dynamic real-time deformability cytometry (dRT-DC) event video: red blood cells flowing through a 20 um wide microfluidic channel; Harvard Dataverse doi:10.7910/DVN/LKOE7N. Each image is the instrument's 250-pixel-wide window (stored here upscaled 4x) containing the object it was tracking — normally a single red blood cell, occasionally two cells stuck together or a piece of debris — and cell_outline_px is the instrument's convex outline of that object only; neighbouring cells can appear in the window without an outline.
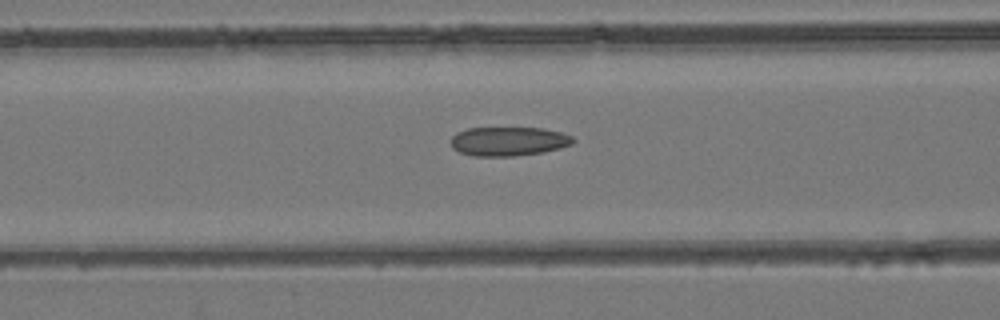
{"species": "common noctule bat (a hibernating species)", "species_latin": "Nyctalus noctula", "temperature_condition": "room temperature", "stored_images_in_passage": 54, "segment_of_instrument_passage": [1, 2], "camera_frame_rate_fps": 3000, "um_per_image_px": 0.085, "animal": {"sex": "female", "body_mass_g": 24.6, "forearm_length_mm": 56.2}, "frame": {"image": 1, "passage_image": 22, "time_ms": 7.0, "image_size_px": [1000, 320], "cell_outline_px": [[576, 140], [572, 144], [560, 148], [544, 152], [512, 156], [472, 156], [460, 152], [452, 148], [448, 140], [456, 132], [468, 128], [544, 128], [560, 132], [572, 136]], "centroid_in_image_um": [43.19, 12.01], "position_along_channel_um": 123.4, "area_um2": 20.92}}
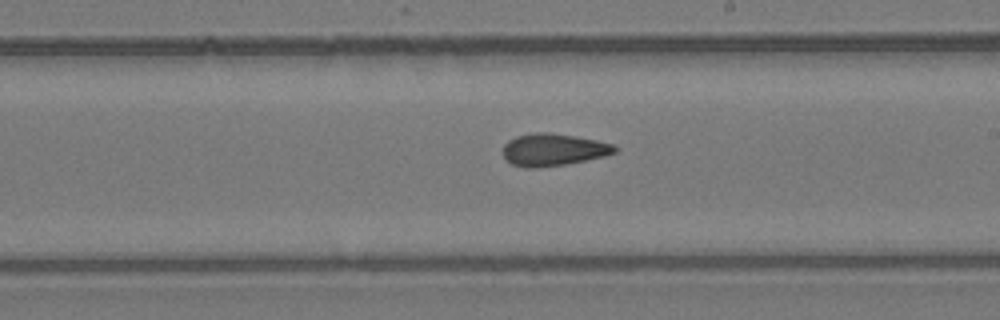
{"frame": {"image": 2, "passage_image": 31, "time_ms": 10.0, "image_size_px": [1000, 320], "cell_outline_px": [[620, 148], [616, 152], [604, 156], [564, 164], [536, 168], [524, 168], [512, 164], [504, 160], [504, 144], [508, 140], [516, 136], [536, 132], [548, 132], [596, 140], [616, 144]], "centroid_in_image_um": [47.03, 12.72], "position_along_channel_um": 242.0, "area_um2": 21.04}}
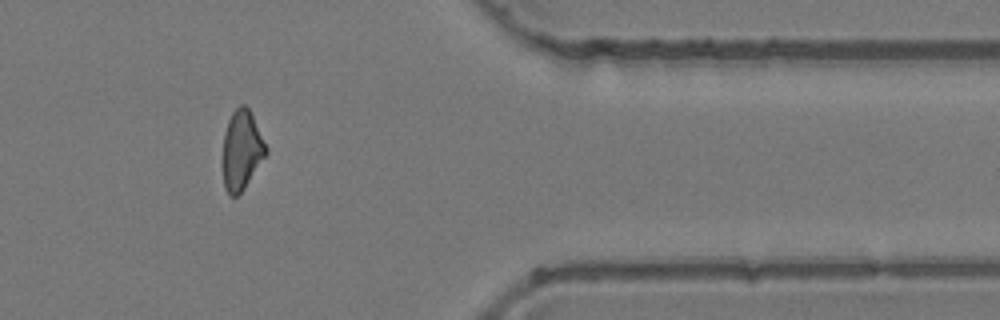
{"frame": {"image": 3, "passage_image": 44, "time_ms": 14.333, "image_size_px": [1000, 320], "cell_outline_px": [[268, 152], [244, 188], [236, 196], [228, 196], [224, 188], [224, 132], [228, 120], [232, 112], [240, 104], [244, 104], [248, 108], [268, 148]], "centroid_in_image_um": [20.55, 12.76], "position_along_channel_um": 390.9, "area_um2": 19.65}}